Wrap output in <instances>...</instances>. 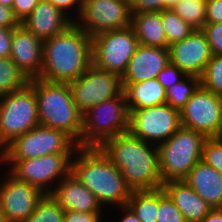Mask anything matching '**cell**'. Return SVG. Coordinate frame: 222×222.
I'll list each match as a JSON object with an SVG mask.
<instances>
[{"instance_id": "7", "label": "cell", "mask_w": 222, "mask_h": 222, "mask_svg": "<svg viewBox=\"0 0 222 222\" xmlns=\"http://www.w3.org/2000/svg\"><path fill=\"white\" fill-rule=\"evenodd\" d=\"M40 125L35 89L25 87L0 96V153L15 137Z\"/></svg>"}, {"instance_id": "32", "label": "cell", "mask_w": 222, "mask_h": 222, "mask_svg": "<svg viewBox=\"0 0 222 222\" xmlns=\"http://www.w3.org/2000/svg\"><path fill=\"white\" fill-rule=\"evenodd\" d=\"M156 222H186L182 212L165 193L163 188L158 189V210Z\"/></svg>"}, {"instance_id": "2", "label": "cell", "mask_w": 222, "mask_h": 222, "mask_svg": "<svg viewBox=\"0 0 222 222\" xmlns=\"http://www.w3.org/2000/svg\"><path fill=\"white\" fill-rule=\"evenodd\" d=\"M43 65L38 78L68 83L92 65V37L75 22L43 41Z\"/></svg>"}, {"instance_id": "30", "label": "cell", "mask_w": 222, "mask_h": 222, "mask_svg": "<svg viewBox=\"0 0 222 222\" xmlns=\"http://www.w3.org/2000/svg\"><path fill=\"white\" fill-rule=\"evenodd\" d=\"M64 212L50 194H45L25 222H63Z\"/></svg>"}, {"instance_id": "34", "label": "cell", "mask_w": 222, "mask_h": 222, "mask_svg": "<svg viewBox=\"0 0 222 222\" xmlns=\"http://www.w3.org/2000/svg\"><path fill=\"white\" fill-rule=\"evenodd\" d=\"M201 31L207 38L212 55H222V22L205 24Z\"/></svg>"}, {"instance_id": "3", "label": "cell", "mask_w": 222, "mask_h": 222, "mask_svg": "<svg viewBox=\"0 0 222 222\" xmlns=\"http://www.w3.org/2000/svg\"><path fill=\"white\" fill-rule=\"evenodd\" d=\"M71 172L105 209L126 206L132 189L120 170L99 148H78L71 159Z\"/></svg>"}, {"instance_id": "24", "label": "cell", "mask_w": 222, "mask_h": 222, "mask_svg": "<svg viewBox=\"0 0 222 222\" xmlns=\"http://www.w3.org/2000/svg\"><path fill=\"white\" fill-rule=\"evenodd\" d=\"M140 45L169 48L161 12L132 13L131 25Z\"/></svg>"}, {"instance_id": "1", "label": "cell", "mask_w": 222, "mask_h": 222, "mask_svg": "<svg viewBox=\"0 0 222 222\" xmlns=\"http://www.w3.org/2000/svg\"><path fill=\"white\" fill-rule=\"evenodd\" d=\"M99 149L120 170L132 190L163 187L156 145L143 141L128 130L105 141Z\"/></svg>"}, {"instance_id": "38", "label": "cell", "mask_w": 222, "mask_h": 222, "mask_svg": "<svg viewBox=\"0 0 222 222\" xmlns=\"http://www.w3.org/2000/svg\"><path fill=\"white\" fill-rule=\"evenodd\" d=\"M131 13L161 12L162 0H131Z\"/></svg>"}, {"instance_id": "40", "label": "cell", "mask_w": 222, "mask_h": 222, "mask_svg": "<svg viewBox=\"0 0 222 222\" xmlns=\"http://www.w3.org/2000/svg\"><path fill=\"white\" fill-rule=\"evenodd\" d=\"M222 22V0L206 1V24Z\"/></svg>"}, {"instance_id": "10", "label": "cell", "mask_w": 222, "mask_h": 222, "mask_svg": "<svg viewBox=\"0 0 222 222\" xmlns=\"http://www.w3.org/2000/svg\"><path fill=\"white\" fill-rule=\"evenodd\" d=\"M138 45L131 26L99 33L92 37V64L122 76Z\"/></svg>"}, {"instance_id": "20", "label": "cell", "mask_w": 222, "mask_h": 222, "mask_svg": "<svg viewBox=\"0 0 222 222\" xmlns=\"http://www.w3.org/2000/svg\"><path fill=\"white\" fill-rule=\"evenodd\" d=\"M73 22L46 0H40L20 25L41 41L62 33Z\"/></svg>"}, {"instance_id": "36", "label": "cell", "mask_w": 222, "mask_h": 222, "mask_svg": "<svg viewBox=\"0 0 222 222\" xmlns=\"http://www.w3.org/2000/svg\"><path fill=\"white\" fill-rule=\"evenodd\" d=\"M75 22L82 11L83 0H46ZM73 12V13H72ZM74 15V16H73Z\"/></svg>"}, {"instance_id": "43", "label": "cell", "mask_w": 222, "mask_h": 222, "mask_svg": "<svg viewBox=\"0 0 222 222\" xmlns=\"http://www.w3.org/2000/svg\"><path fill=\"white\" fill-rule=\"evenodd\" d=\"M118 208V212H121L122 214L121 218L118 217V222H141L127 205L113 208V210H115L114 212H116V209Z\"/></svg>"}, {"instance_id": "45", "label": "cell", "mask_w": 222, "mask_h": 222, "mask_svg": "<svg viewBox=\"0 0 222 222\" xmlns=\"http://www.w3.org/2000/svg\"><path fill=\"white\" fill-rule=\"evenodd\" d=\"M180 0H162V10L172 9Z\"/></svg>"}, {"instance_id": "16", "label": "cell", "mask_w": 222, "mask_h": 222, "mask_svg": "<svg viewBox=\"0 0 222 222\" xmlns=\"http://www.w3.org/2000/svg\"><path fill=\"white\" fill-rule=\"evenodd\" d=\"M212 57L210 45L201 30L169 46L170 62L186 75L200 77Z\"/></svg>"}, {"instance_id": "18", "label": "cell", "mask_w": 222, "mask_h": 222, "mask_svg": "<svg viewBox=\"0 0 222 222\" xmlns=\"http://www.w3.org/2000/svg\"><path fill=\"white\" fill-rule=\"evenodd\" d=\"M50 195L64 211L106 212L96 196L72 172L58 182Z\"/></svg>"}, {"instance_id": "26", "label": "cell", "mask_w": 222, "mask_h": 222, "mask_svg": "<svg viewBox=\"0 0 222 222\" xmlns=\"http://www.w3.org/2000/svg\"><path fill=\"white\" fill-rule=\"evenodd\" d=\"M161 21L163 30L167 38V44L182 41L190 36L196 29L177 15L173 9H164L161 11Z\"/></svg>"}, {"instance_id": "29", "label": "cell", "mask_w": 222, "mask_h": 222, "mask_svg": "<svg viewBox=\"0 0 222 222\" xmlns=\"http://www.w3.org/2000/svg\"><path fill=\"white\" fill-rule=\"evenodd\" d=\"M172 9L196 30L206 24V1L180 0Z\"/></svg>"}, {"instance_id": "4", "label": "cell", "mask_w": 222, "mask_h": 222, "mask_svg": "<svg viewBox=\"0 0 222 222\" xmlns=\"http://www.w3.org/2000/svg\"><path fill=\"white\" fill-rule=\"evenodd\" d=\"M35 89L40 125L64 131L80 147L83 114L74 103L68 83L29 80Z\"/></svg>"}, {"instance_id": "33", "label": "cell", "mask_w": 222, "mask_h": 222, "mask_svg": "<svg viewBox=\"0 0 222 222\" xmlns=\"http://www.w3.org/2000/svg\"><path fill=\"white\" fill-rule=\"evenodd\" d=\"M202 161L222 174V137L206 138L203 144Z\"/></svg>"}, {"instance_id": "11", "label": "cell", "mask_w": 222, "mask_h": 222, "mask_svg": "<svg viewBox=\"0 0 222 222\" xmlns=\"http://www.w3.org/2000/svg\"><path fill=\"white\" fill-rule=\"evenodd\" d=\"M180 127V111L167 103L129 111V131L156 146L168 140Z\"/></svg>"}, {"instance_id": "44", "label": "cell", "mask_w": 222, "mask_h": 222, "mask_svg": "<svg viewBox=\"0 0 222 222\" xmlns=\"http://www.w3.org/2000/svg\"><path fill=\"white\" fill-rule=\"evenodd\" d=\"M201 222H222V208H213Z\"/></svg>"}, {"instance_id": "35", "label": "cell", "mask_w": 222, "mask_h": 222, "mask_svg": "<svg viewBox=\"0 0 222 222\" xmlns=\"http://www.w3.org/2000/svg\"><path fill=\"white\" fill-rule=\"evenodd\" d=\"M187 75L177 66L169 61V63L158 73L157 80L167 90L171 85L180 82Z\"/></svg>"}, {"instance_id": "25", "label": "cell", "mask_w": 222, "mask_h": 222, "mask_svg": "<svg viewBox=\"0 0 222 222\" xmlns=\"http://www.w3.org/2000/svg\"><path fill=\"white\" fill-rule=\"evenodd\" d=\"M127 206L141 222H156L158 214V189L132 190Z\"/></svg>"}, {"instance_id": "8", "label": "cell", "mask_w": 222, "mask_h": 222, "mask_svg": "<svg viewBox=\"0 0 222 222\" xmlns=\"http://www.w3.org/2000/svg\"><path fill=\"white\" fill-rule=\"evenodd\" d=\"M73 155L57 153L33 159H2L1 166L3 169L7 167V171L17 180L37 187L44 194H50L58 182L71 172Z\"/></svg>"}, {"instance_id": "13", "label": "cell", "mask_w": 222, "mask_h": 222, "mask_svg": "<svg viewBox=\"0 0 222 222\" xmlns=\"http://www.w3.org/2000/svg\"><path fill=\"white\" fill-rule=\"evenodd\" d=\"M180 121L206 138L222 137V96L200 85L180 110Z\"/></svg>"}, {"instance_id": "17", "label": "cell", "mask_w": 222, "mask_h": 222, "mask_svg": "<svg viewBox=\"0 0 222 222\" xmlns=\"http://www.w3.org/2000/svg\"><path fill=\"white\" fill-rule=\"evenodd\" d=\"M43 41L23 26L14 28L10 58L30 80L38 78L43 65Z\"/></svg>"}, {"instance_id": "15", "label": "cell", "mask_w": 222, "mask_h": 222, "mask_svg": "<svg viewBox=\"0 0 222 222\" xmlns=\"http://www.w3.org/2000/svg\"><path fill=\"white\" fill-rule=\"evenodd\" d=\"M0 177V209L5 222H25L45 195L37 187L17 180L8 171Z\"/></svg>"}, {"instance_id": "31", "label": "cell", "mask_w": 222, "mask_h": 222, "mask_svg": "<svg viewBox=\"0 0 222 222\" xmlns=\"http://www.w3.org/2000/svg\"><path fill=\"white\" fill-rule=\"evenodd\" d=\"M200 85L222 96V55H212L200 76Z\"/></svg>"}, {"instance_id": "48", "label": "cell", "mask_w": 222, "mask_h": 222, "mask_svg": "<svg viewBox=\"0 0 222 222\" xmlns=\"http://www.w3.org/2000/svg\"><path fill=\"white\" fill-rule=\"evenodd\" d=\"M2 162V157H1V153H0V168H1V163Z\"/></svg>"}, {"instance_id": "27", "label": "cell", "mask_w": 222, "mask_h": 222, "mask_svg": "<svg viewBox=\"0 0 222 222\" xmlns=\"http://www.w3.org/2000/svg\"><path fill=\"white\" fill-rule=\"evenodd\" d=\"M29 83V79L10 57L0 58V96L19 90Z\"/></svg>"}, {"instance_id": "42", "label": "cell", "mask_w": 222, "mask_h": 222, "mask_svg": "<svg viewBox=\"0 0 222 222\" xmlns=\"http://www.w3.org/2000/svg\"><path fill=\"white\" fill-rule=\"evenodd\" d=\"M14 28L0 27V58L10 57L11 39Z\"/></svg>"}, {"instance_id": "46", "label": "cell", "mask_w": 222, "mask_h": 222, "mask_svg": "<svg viewBox=\"0 0 222 222\" xmlns=\"http://www.w3.org/2000/svg\"><path fill=\"white\" fill-rule=\"evenodd\" d=\"M13 1L14 0H0V4L12 8Z\"/></svg>"}, {"instance_id": "47", "label": "cell", "mask_w": 222, "mask_h": 222, "mask_svg": "<svg viewBox=\"0 0 222 222\" xmlns=\"http://www.w3.org/2000/svg\"><path fill=\"white\" fill-rule=\"evenodd\" d=\"M0 222H5L4 218H3V215L1 213V209H0Z\"/></svg>"}, {"instance_id": "22", "label": "cell", "mask_w": 222, "mask_h": 222, "mask_svg": "<svg viewBox=\"0 0 222 222\" xmlns=\"http://www.w3.org/2000/svg\"><path fill=\"white\" fill-rule=\"evenodd\" d=\"M184 181L210 206L222 208V174L200 160Z\"/></svg>"}, {"instance_id": "6", "label": "cell", "mask_w": 222, "mask_h": 222, "mask_svg": "<svg viewBox=\"0 0 222 222\" xmlns=\"http://www.w3.org/2000/svg\"><path fill=\"white\" fill-rule=\"evenodd\" d=\"M128 130L129 111L122 92L83 114L80 148H99L105 141Z\"/></svg>"}, {"instance_id": "9", "label": "cell", "mask_w": 222, "mask_h": 222, "mask_svg": "<svg viewBox=\"0 0 222 222\" xmlns=\"http://www.w3.org/2000/svg\"><path fill=\"white\" fill-rule=\"evenodd\" d=\"M78 144L64 131L36 126L5 146L2 159H33L57 153H75Z\"/></svg>"}, {"instance_id": "23", "label": "cell", "mask_w": 222, "mask_h": 222, "mask_svg": "<svg viewBox=\"0 0 222 222\" xmlns=\"http://www.w3.org/2000/svg\"><path fill=\"white\" fill-rule=\"evenodd\" d=\"M128 111L166 103V90L156 79L143 82H122Z\"/></svg>"}, {"instance_id": "12", "label": "cell", "mask_w": 222, "mask_h": 222, "mask_svg": "<svg viewBox=\"0 0 222 222\" xmlns=\"http://www.w3.org/2000/svg\"><path fill=\"white\" fill-rule=\"evenodd\" d=\"M68 85L72 99L82 114L123 92L119 74L98 69L93 64Z\"/></svg>"}, {"instance_id": "41", "label": "cell", "mask_w": 222, "mask_h": 222, "mask_svg": "<svg viewBox=\"0 0 222 222\" xmlns=\"http://www.w3.org/2000/svg\"><path fill=\"white\" fill-rule=\"evenodd\" d=\"M20 25L18 19L14 16L12 8L0 4V27L16 28Z\"/></svg>"}, {"instance_id": "28", "label": "cell", "mask_w": 222, "mask_h": 222, "mask_svg": "<svg viewBox=\"0 0 222 222\" xmlns=\"http://www.w3.org/2000/svg\"><path fill=\"white\" fill-rule=\"evenodd\" d=\"M200 86V77L187 75L166 90V103L180 111Z\"/></svg>"}, {"instance_id": "39", "label": "cell", "mask_w": 222, "mask_h": 222, "mask_svg": "<svg viewBox=\"0 0 222 222\" xmlns=\"http://www.w3.org/2000/svg\"><path fill=\"white\" fill-rule=\"evenodd\" d=\"M40 0H14L12 10L19 22H22L37 6Z\"/></svg>"}, {"instance_id": "37", "label": "cell", "mask_w": 222, "mask_h": 222, "mask_svg": "<svg viewBox=\"0 0 222 222\" xmlns=\"http://www.w3.org/2000/svg\"><path fill=\"white\" fill-rule=\"evenodd\" d=\"M105 214L106 213L104 212L84 213L76 211H65L63 216V222H105V220H107L105 219Z\"/></svg>"}, {"instance_id": "21", "label": "cell", "mask_w": 222, "mask_h": 222, "mask_svg": "<svg viewBox=\"0 0 222 222\" xmlns=\"http://www.w3.org/2000/svg\"><path fill=\"white\" fill-rule=\"evenodd\" d=\"M162 188L182 212L186 222H201L213 209L184 180L165 182Z\"/></svg>"}, {"instance_id": "19", "label": "cell", "mask_w": 222, "mask_h": 222, "mask_svg": "<svg viewBox=\"0 0 222 222\" xmlns=\"http://www.w3.org/2000/svg\"><path fill=\"white\" fill-rule=\"evenodd\" d=\"M169 48L138 45L121 76L122 82H143L157 78L169 63Z\"/></svg>"}, {"instance_id": "5", "label": "cell", "mask_w": 222, "mask_h": 222, "mask_svg": "<svg viewBox=\"0 0 222 222\" xmlns=\"http://www.w3.org/2000/svg\"><path fill=\"white\" fill-rule=\"evenodd\" d=\"M206 137L181 126L168 140L159 144V172L163 183L184 180L190 170L202 160Z\"/></svg>"}, {"instance_id": "14", "label": "cell", "mask_w": 222, "mask_h": 222, "mask_svg": "<svg viewBox=\"0 0 222 222\" xmlns=\"http://www.w3.org/2000/svg\"><path fill=\"white\" fill-rule=\"evenodd\" d=\"M130 2L121 0H83L75 23L90 37L131 25Z\"/></svg>"}]
</instances>
